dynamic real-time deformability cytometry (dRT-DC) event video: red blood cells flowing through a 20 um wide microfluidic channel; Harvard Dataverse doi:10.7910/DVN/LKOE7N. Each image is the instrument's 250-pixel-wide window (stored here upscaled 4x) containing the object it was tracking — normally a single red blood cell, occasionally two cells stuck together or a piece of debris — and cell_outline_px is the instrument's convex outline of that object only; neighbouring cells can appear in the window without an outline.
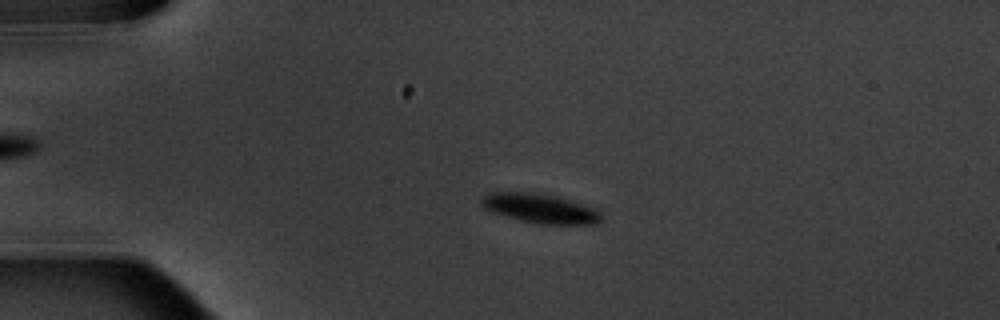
{"species": "common noctule bat (a hibernating species)", "species_latin": "Nyctalus noctula", "temperature_condition": "warm", "stored_images_in_passage": 6, "camera_frame_rate_fps": 3000, "um_per_image_px": 0.085, "animal": {"sex": "male", "body_mass_g": 20.1, "forearm_length_mm": 53.5}, "frame": {"image": 1, "passage_image": 3, "time_ms": 3.333, "image_size_px": [1000, 320], "cell_outline_px": [[604, 220], [600, 224], [540, 224], [520, 220], [504, 216], [492, 212], [484, 208], [480, 204], [480, 200], [488, 192], [544, 192], [572, 200], [596, 208], [604, 216]], "centroid_in_image_um": [45.97, 17.71], "position_along_channel_um": 39.0, "area_um2": 21.15}}
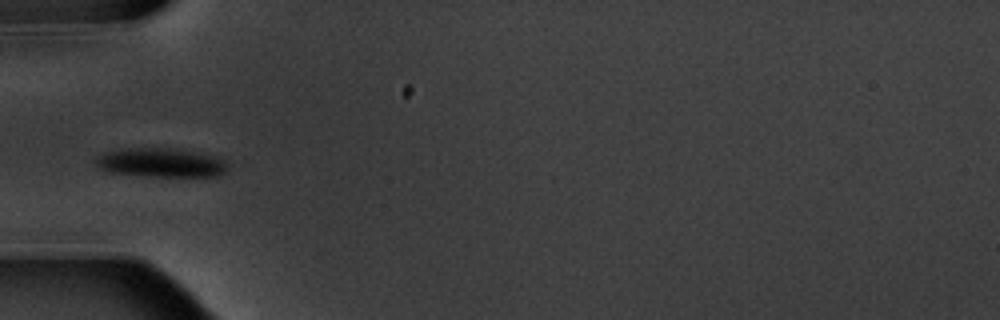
{"frame": {"image": 2, "passage_image": 5, "time_ms": 5.333, "image_size_px": [1000, 320], "cell_outline_px": [[232, 164], [224, 172], [216, 176], [152, 176], [104, 172], [92, 160], [92, 156], [100, 152], [124, 148], [172, 148], [212, 156], [228, 160]], "centroid_in_image_um": [13.59, 13.82], "position_along_channel_um": 71.4, "area_um2": 22.77}}